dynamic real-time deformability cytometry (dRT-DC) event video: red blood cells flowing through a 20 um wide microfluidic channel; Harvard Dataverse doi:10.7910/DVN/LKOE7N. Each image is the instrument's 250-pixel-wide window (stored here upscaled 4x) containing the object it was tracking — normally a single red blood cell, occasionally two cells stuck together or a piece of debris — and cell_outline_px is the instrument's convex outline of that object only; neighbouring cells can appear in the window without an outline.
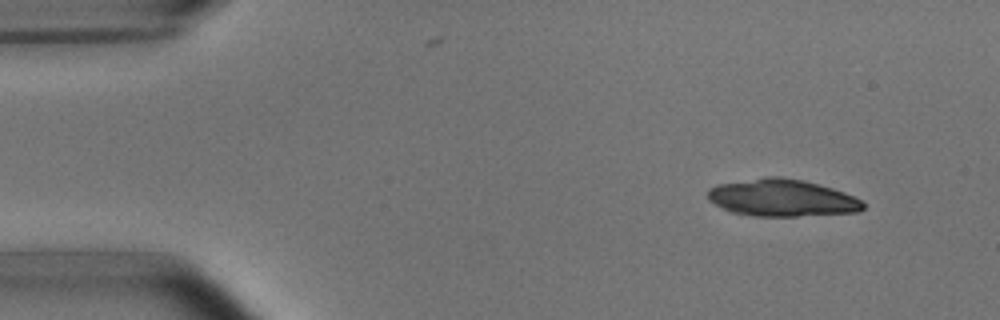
{"species": "common noctule bat (a hibernating species)", "species_latin": "Nyctalus noctula", "temperature_condition": "room temperature", "stored_images_in_passage": 2, "camera_frame_rate_fps": 3000, "um_per_image_px": 0.085, "animal": {"sex": "male", "body_mass_g": 15.6}, "frame": {"image": 1, "passage_image": 2, "time_ms": 2.333, "image_size_px": [1000, 320], "cell_outline_px": [[864, 208], [860, 212], [796, 216], [752, 216], [732, 212], [708, 200], [708, 188], [716, 184], [764, 176], [780, 176], [804, 180], [832, 188], [844, 192], [860, 200], [864, 204]], "centroid_in_image_um": [66.44, 16.81], "position_along_channel_um": 18.6, "area_um2": 33.76}}